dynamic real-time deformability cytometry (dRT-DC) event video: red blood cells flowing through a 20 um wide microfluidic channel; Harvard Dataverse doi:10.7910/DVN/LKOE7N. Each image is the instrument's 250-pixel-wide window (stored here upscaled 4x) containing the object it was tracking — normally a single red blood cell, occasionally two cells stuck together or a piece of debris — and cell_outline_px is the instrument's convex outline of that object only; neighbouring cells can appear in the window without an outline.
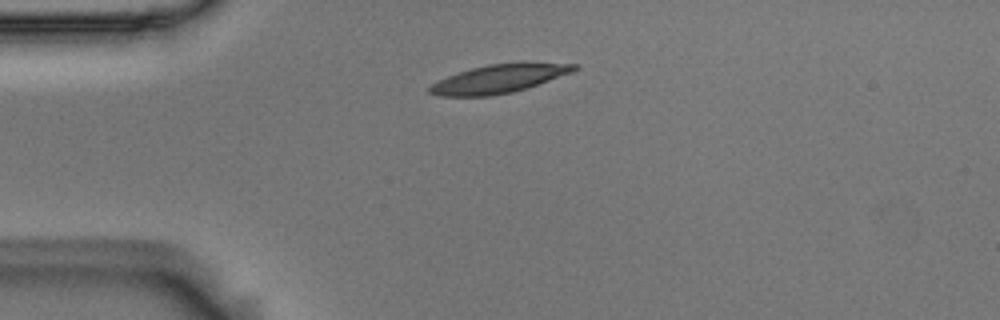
{"species": "Egyptian fruit bat (a non-hibernating species)", "species_latin": "Rousettus aegyptiacus", "temperature_condition": "room temperature", "stored_images_in_passage": 3, "camera_frame_rate_fps": 3000, "um_per_image_px": 0.085, "animal": {"sex": "male"}, "frame": {"image": 1, "passage_image": 1, "time_ms": 0.0, "image_size_px": [1000, 320], "cell_outline_px": [[580, 68], [572, 72], [512, 92], [488, 96], [436, 96], [428, 92], [428, 88], [432, 84], [448, 76], [472, 68], [488, 64], [524, 60], [528, 60], [580, 64]], "centroid_in_image_um": [42.49, 6.64], "position_along_channel_um": 42.5, "area_um2": 24.39}}